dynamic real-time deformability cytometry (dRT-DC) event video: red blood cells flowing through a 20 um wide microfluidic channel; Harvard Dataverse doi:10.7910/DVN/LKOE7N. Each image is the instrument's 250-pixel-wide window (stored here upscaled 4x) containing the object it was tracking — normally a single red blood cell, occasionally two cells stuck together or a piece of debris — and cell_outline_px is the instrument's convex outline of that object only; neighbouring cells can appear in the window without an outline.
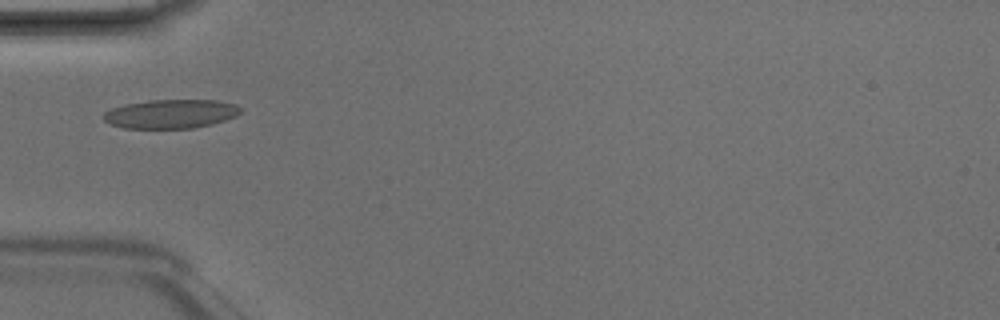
{"species": "Egyptian fruit bat (a non-hibernating species)", "species_latin": "Rousettus aegyptiacus", "temperature_condition": "room temperature", "stored_images_in_passage": 5, "camera_frame_rate_fps": 3000, "um_per_image_px": 0.085, "animal": {"sex": "male"}, "frame": {"image": 1, "passage_image": 3, "time_ms": 0.667, "image_size_px": [1000, 320], "cell_outline_px": [[240, 112], [236, 116], [212, 124], [192, 128], [124, 128], [112, 124], [104, 120], [100, 116], [104, 112], [112, 108], [124, 104], [148, 100], [216, 100], [236, 104], [240, 108]], "centroid_in_image_um": [14.49, 9.67], "position_along_channel_um": 70.5, "area_um2": 23.12}}